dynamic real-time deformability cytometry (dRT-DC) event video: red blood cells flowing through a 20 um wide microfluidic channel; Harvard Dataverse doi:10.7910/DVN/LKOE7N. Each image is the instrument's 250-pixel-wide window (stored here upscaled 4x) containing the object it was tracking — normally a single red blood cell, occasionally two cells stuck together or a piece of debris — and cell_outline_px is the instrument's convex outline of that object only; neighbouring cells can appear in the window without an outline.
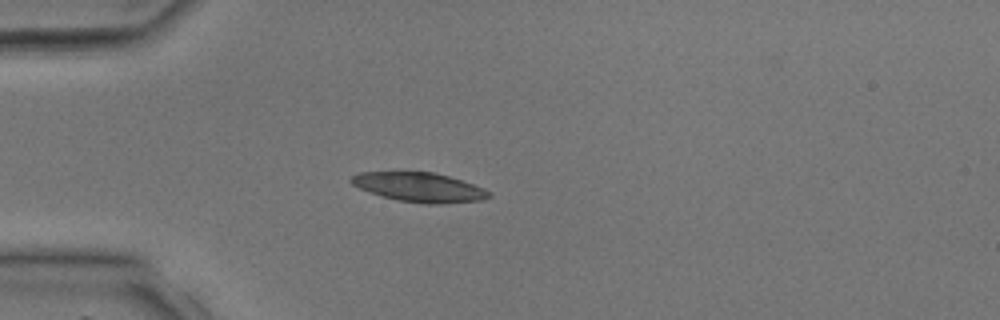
{"species": "common noctule bat (a hibernating species)", "species_latin": "Nyctalus noctula", "temperature_condition": "room temperature", "stored_images_in_passage": 5, "camera_frame_rate_fps": 3000, "um_per_image_px": 0.085, "animal": {"sex": "male", "body_mass_g": 17.9, "forearm_length_mm": 54.2}, "frame": {"image": 1, "passage_image": 1, "time_ms": 0.0, "image_size_px": [1000, 320], "cell_outline_px": [[492, 196], [480, 200], [444, 204], [424, 204], [400, 200], [384, 196], [360, 188], [352, 184], [348, 180], [352, 176], [360, 172], [432, 172], [448, 176], [484, 188], [492, 192]], "centroid_in_image_um": [35.67, 15.92], "position_along_channel_um": 49.3, "area_um2": 23.29}}